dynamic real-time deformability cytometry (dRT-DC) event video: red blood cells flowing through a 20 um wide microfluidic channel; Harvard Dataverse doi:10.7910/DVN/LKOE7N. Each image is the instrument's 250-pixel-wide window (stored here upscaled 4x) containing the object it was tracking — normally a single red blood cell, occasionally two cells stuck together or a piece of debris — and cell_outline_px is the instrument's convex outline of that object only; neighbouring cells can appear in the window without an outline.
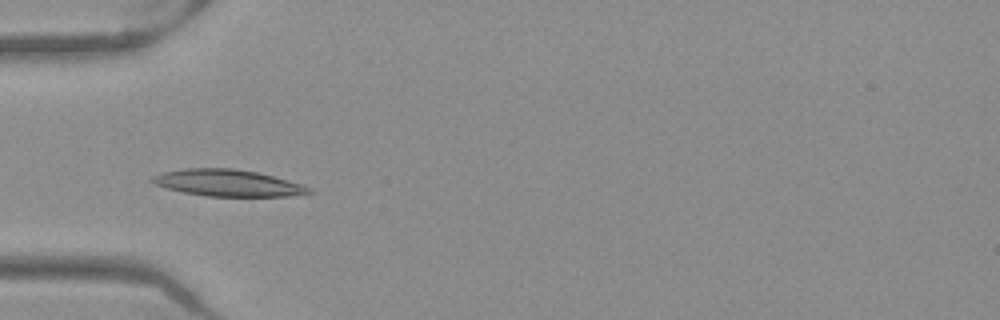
{"species": "Egyptian fruit bat (a non-hibernating species)", "species_latin": "Rousettus aegyptiacus", "temperature_condition": "warm", "stored_images_in_passage": 40, "camera_frame_rate_fps": 3000, "um_per_image_px": 0.085, "frame": {"image": 1, "passage_image": 5, "time_ms": 1.333, "image_size_px": [1000, 320], "cell_outline_px": [[312, 192], [288, 196], [204, 196], [184, 192], [168, 188], [156, 184], [148, 180], [152, 176], [160, 172], [184, 168], [232, 168], [256, 172], [288, 180], [312, 188]], "centroid_in_image_um": [19.31, 15.54], "position_along_channel_um": 65.7, "area_um2": 24.22}}
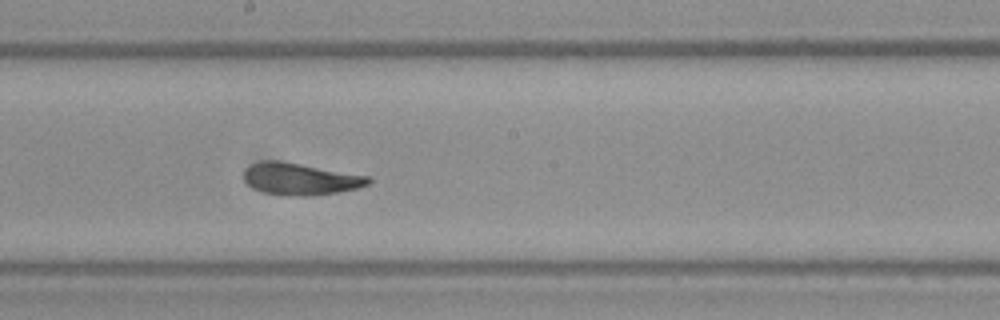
{"frame": {"image": 2, "passage_image": 17, "time_ms": 5.333, "image_size_px": [1000, 320], "cell_outline_px": [[372, 180], [368, 184], [356, 188], [340, 192], [312, 196], [288, 196], [264, 192], [252, 188], [244, 180], [244, 168], [252, 164], [264, 160], [280, 160], [372, 176]], "centroid_in_image_um": [25.54, 15.21], "position_along_channel_um": 222.7, "area_um2": 23.52}}
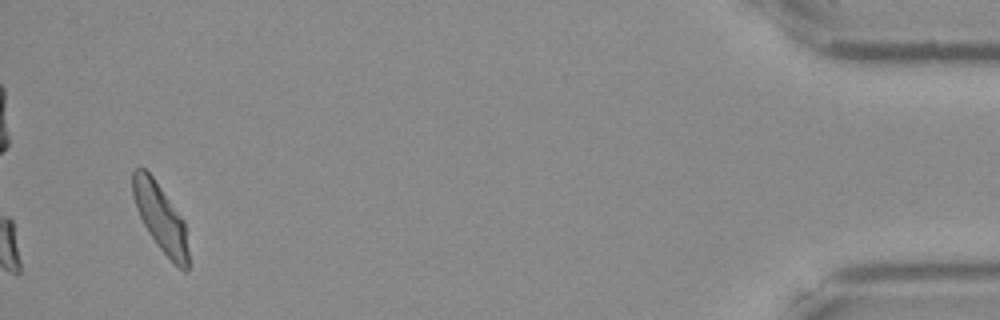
{"frame": {"image": 3, "passage_image": 38, "time_ms": 12.333, "image_size_px": [1000, 320], "cell_outline_px": [[188, 268], [184, 272], [156, 244], [148, 232], [136, 208], [132, 196], [132, 172], [136, 168], [144, 168], [152, 176], [184, 220], [188, 252]], "centroid_in_image_um": [13.62, 18.48], "position_along_channel_um": 421.6, "area_um2": 21.5}, "authors_computed_cell_mechanics": {"area_um2": 22.5709, "velocity_mm_per_s": 3.9512, "shape_relaxation_time_tau1_ms": 7.0993, "shape_relaxation_time_tau2_ms": 2.3102, "deformation_change_tau1": 0.1963, "deformation_change_tau2": 0.0741}}